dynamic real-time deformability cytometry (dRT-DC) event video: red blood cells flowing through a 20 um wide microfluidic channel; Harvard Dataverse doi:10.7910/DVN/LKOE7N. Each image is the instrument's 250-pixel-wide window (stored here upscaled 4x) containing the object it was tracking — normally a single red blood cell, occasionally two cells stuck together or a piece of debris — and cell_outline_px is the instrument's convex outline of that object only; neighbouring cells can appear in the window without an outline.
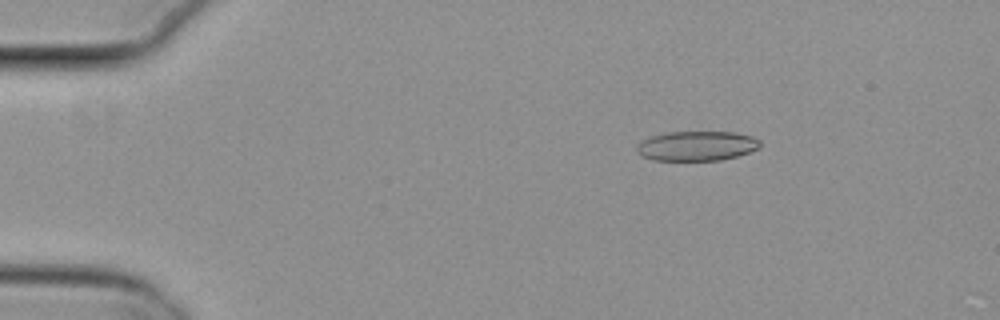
{"species": "common noctule bat (a hibernating species)", "species_latin": "Nyctalus noctula", "temperature_condition": "cold", "stored_images_in_passage": 53, "camera_frame_rate_fps": 3000, "um_per_image_px": 0.085, "animal": {"sex": "female", "body_mass_g": 29.2, "forearm_length_mm": 56.3}, "frame": {"image": 1, "passage_image": 9, "time_ms": 2.667, "image_size_px": [1000, 320], "cell_outline_px": [[760, 148], [736, 156], [720, 160], [652, 160], [640, 156], [636, 152], [636, 144], [640, 140], [652, 136], [668, 132], [736, 132], [752, 136], [760, 140]], "centroid_in_image_um": [59.18, 12.4], "position_along_channel_um": 25.8, "area_um2": 21.5}}
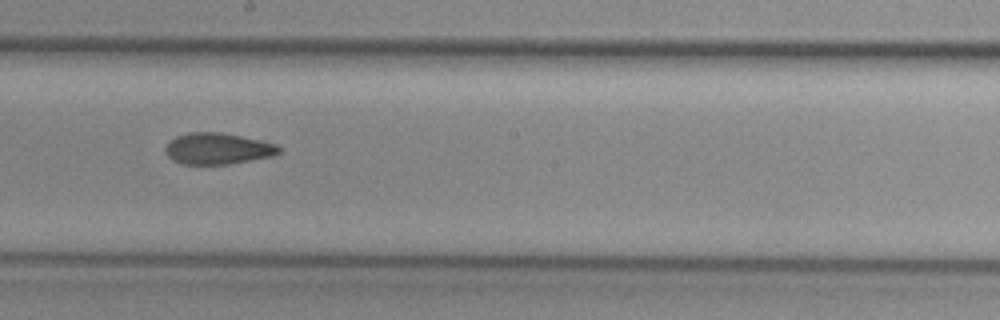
{"frame": {"image": 2, "passage_image": 31, "time_ms": 10.0, "image_size_px": [1000, 320], "cell_outline_px": [[280, 152], [272, 156], [228, 164], [184, 164], [172, 160], [168, 156], [164, 148], [176, 136], [188, 132], [220, 132], [260, 140], [276, 144], [280, 148]], "centroid_in_image_um": [18.49, 12.63], "position_along_channel_um": 229.7, "area_um2": 20.52}}
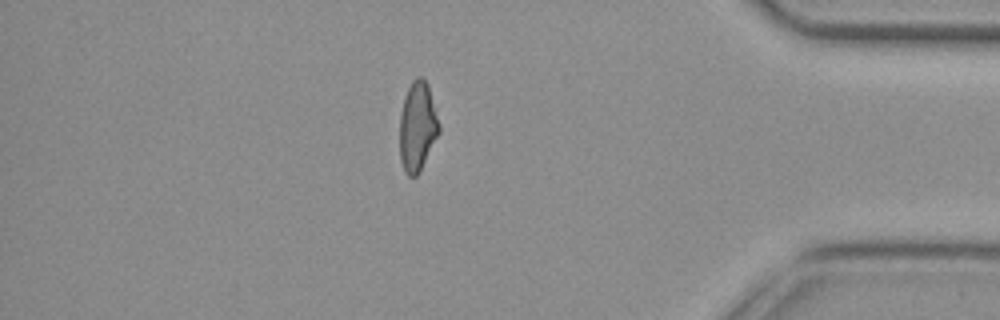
{"frame": {"image": 3, "passage_image": 47, "time_ms": 15.333, "image_size_px": [1000, 320], "cell_outline_px": [[440, 132], [420, 172], [416, 176], [408, 176], [404, 172], [400, 160], [400, 116], [404, 96], [412, 80], [416, 76], [424, 76], [428, 84], [440, 124]], "centroid_in_image_um": [35.49, 10.75], "position_along_channel_um": 399.7, "area_um2": 20.87}}